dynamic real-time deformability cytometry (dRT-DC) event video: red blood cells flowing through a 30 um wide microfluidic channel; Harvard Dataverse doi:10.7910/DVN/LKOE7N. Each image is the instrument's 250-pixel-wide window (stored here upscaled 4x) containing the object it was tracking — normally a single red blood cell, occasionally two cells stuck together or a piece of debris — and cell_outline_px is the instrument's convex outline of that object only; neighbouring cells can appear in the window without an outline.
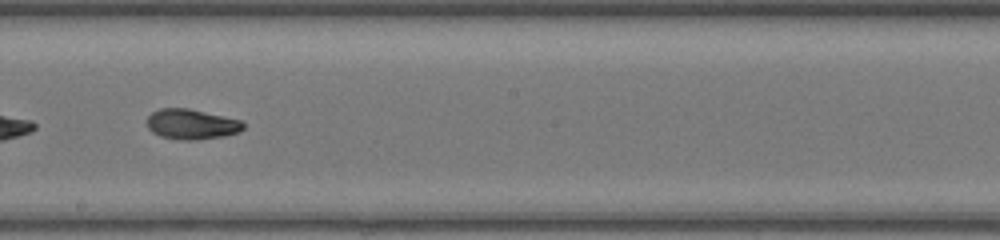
{"species": "common noctule bat (a hibernating species)", "species_latin": "Nyctalus noctula", "temperature_condition": "warm", "stored_images_in_passage": 31, "camera_frame_rate_fps": 3000, "um_per_image_px": 0.085, "animal": {"sex": "female", "body_mass_g": 17.0, "forearm_length_mm": 48.0}, "frame": {"image": 1, "passage_image": 14, "time_ms": 4.333, "image_size_px": [1000, 240], "cell_outline_px": [[244, 128], [240, 132], [224, 136], [196, 140], [180, 140], [160, 136], [152, 132], [148, 128], [148, 116], [152, 112], [160, 108], [188, 108], [224, 116], [240, 120], [244, 124]], "centroid_in_image_um": [16.28, 10.56], "position_along_channel_um": 231.9, "area_um2": 16.99}}
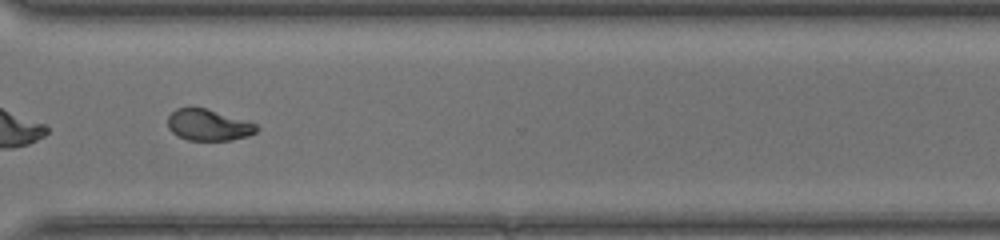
{"frame": {"image": 2, "passage_image": 22, "time_ms": 7.0, "image_size_px": [1000, 240], "cell_outline_px": [[260, 128], [256, 132], [248, 136], [232, 140], [188, 140], [172, 132], [168, 128], [168, 116], [176, 108], [204, 108], [256, 124]], "centroid_in_image_um": [17.71, 10.64], "position_along_channel_um": 352.9, "area_um2": 15.9}}